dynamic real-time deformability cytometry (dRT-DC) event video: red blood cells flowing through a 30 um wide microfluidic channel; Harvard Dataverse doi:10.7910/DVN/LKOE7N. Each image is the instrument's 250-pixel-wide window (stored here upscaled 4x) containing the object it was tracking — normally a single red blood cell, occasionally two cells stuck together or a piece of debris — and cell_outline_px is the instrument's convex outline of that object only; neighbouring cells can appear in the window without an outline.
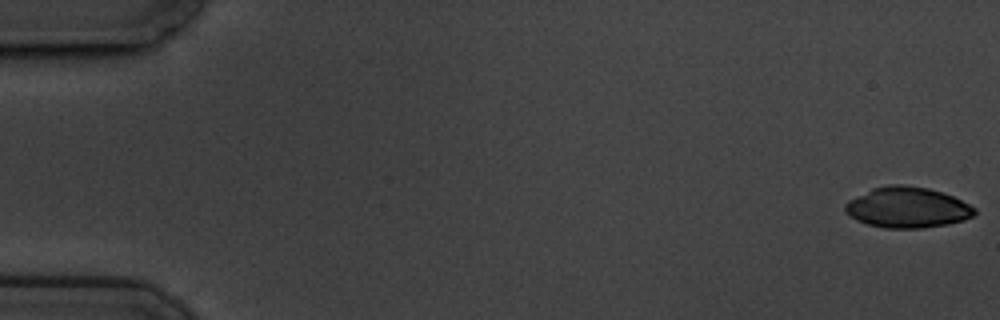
{"species": "common noctule bat (a hibernating species)", "species_latin": "Nyctalus noctula", "temperature_condition": "cold", "stored_images_in_passage": 61, "segment_of_instrument_passage": [1, 2], "camera_frame_rate_fps": 3000, "um_per_image_px": 0.085, "animal": {"sex": "male", "body_mass_g": 19.5, "forearm_length_mm": 54.6}, "frame": {"image": 1, "passage_image": 1, "time_ms": 0.0, "image_size_px": [1000, 320], "cell_outline_px": [[976, 212], [972, 216], [964, 220], [948, 224], [924, 228], [884, 228], [868, 224], [856, 220], [844, 212], [844, 204], [848, 200], [872, 188], [888, 184], [904, 184], [928, 188], [952, 196], [976, 208]], "centroid_in_image_um": [77.09, 17.63], "position_along_channel_um": 7.9, "area_um2": 30.81}}